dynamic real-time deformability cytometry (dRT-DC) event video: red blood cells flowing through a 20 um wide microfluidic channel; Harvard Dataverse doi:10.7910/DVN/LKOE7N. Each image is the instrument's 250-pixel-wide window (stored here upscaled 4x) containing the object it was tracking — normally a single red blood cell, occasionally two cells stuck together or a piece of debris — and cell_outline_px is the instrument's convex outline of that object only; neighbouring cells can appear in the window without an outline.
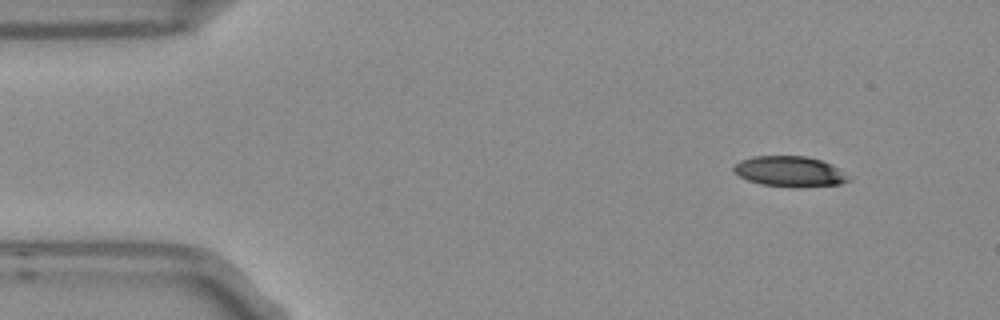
{"species": "Egyptian fruit bat (a non-hibernating species)", "species_latin": "Rousettus aegyptiacus", "temperature_condition": "room temperature", "stored_images_in_passage": 7, "camera_frame_rate_fps": 3000, "um_per_image_px": 0.085, "frame": {"image": 1, "passage_image": 1, "time_ms": 0.0, "image_size_px": [1000, 320], "cell_outline_px": [[848, 180], [840, 184], [804, 188], [788, 188], [760, 184], [748, 180], [740, 176], [732, 168], [740, 160], [752, 156], [808, 156], [832, 164]], "centroid_in_image_um": [67.07, 14.59], "position_along_channel_um": 17.9, "area_um2": 20.35}}
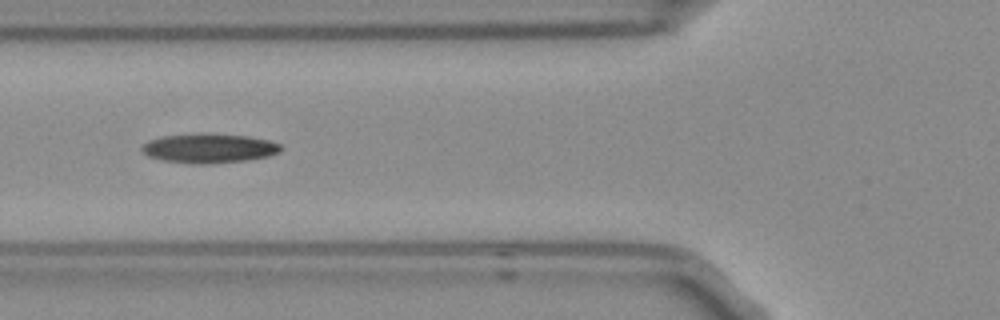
{"frame": {"image": 2, "passage_image": 5, "time_ms": 1.333, "image_size_px": [1000, 320], "cell_outline_px": [[280, 152], [268, 156], [244, 160], [208, 164], [192, 164], [160, 160], [148, 156], [140, 148], [148, 140], [164, 136], [196, 132], [208, 132], [248, 136], [268, 140], [280, 144]], "centroid_in_image_um": [17.73, 12.58], "position_along_channel_um": 108.1, "area_um2": 24.1}}